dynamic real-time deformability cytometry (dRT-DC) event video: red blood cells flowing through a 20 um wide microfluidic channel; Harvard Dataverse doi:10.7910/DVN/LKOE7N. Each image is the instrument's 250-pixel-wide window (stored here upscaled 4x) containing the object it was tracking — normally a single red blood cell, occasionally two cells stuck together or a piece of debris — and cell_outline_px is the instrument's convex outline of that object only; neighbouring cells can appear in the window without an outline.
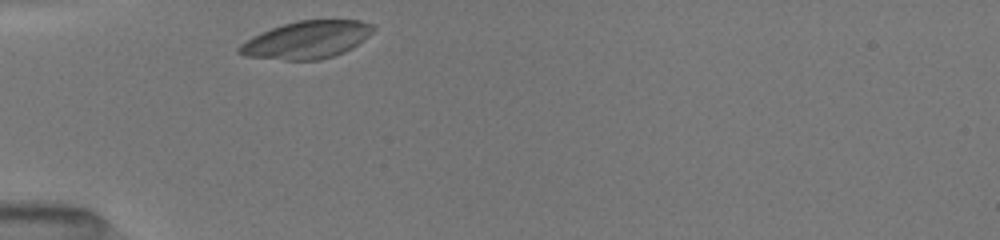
{"species": "common noctule bat (a hibernating species)", "species_latin": "Nyctalus noctula", "temperature_condition": "room temperature", "stored_images_in_passage": 1, "camera_frame_rate_fps": 3000, "um_per_image_px": 0.085, "animal": {"sex": "female", "body_mass_g": 19.5, "forearm_length_mm": 54.1}, "frame": {"image": 1, "passage_image": 1, "time_ms": 0.0, "image_size_px": [1000, 240], "cell_outline_px": [[376, 28], [364, 40], [352, 48], [344, 52], [320, 60], [284, 60], [244, 56], [236, 52], [236, 48], [240, 44], [252, 36], [260, 32], [296, 20], [360, 20], [372, 24]], "centroid_in_image_um": [26.05, 3.39], "position_along_channel_um": 58.9, "area_um2": 29.42}}